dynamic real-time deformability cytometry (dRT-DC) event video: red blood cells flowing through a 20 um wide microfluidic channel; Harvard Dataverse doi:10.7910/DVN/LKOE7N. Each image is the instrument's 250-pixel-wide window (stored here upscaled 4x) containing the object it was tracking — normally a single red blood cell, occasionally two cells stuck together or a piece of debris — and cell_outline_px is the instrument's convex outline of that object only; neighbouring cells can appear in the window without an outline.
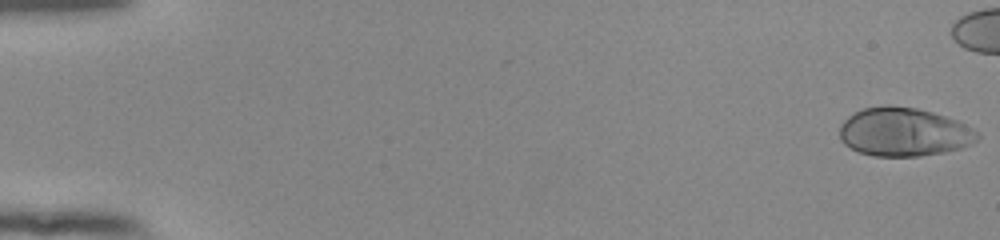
{"species": "human", "species_latin": "Homo sapiens", "temperature_condition": "room temperature", "stored_images_in_passage": 48, "camera_frame_rate_fps": 3000, "um_per_image_px": 0.085, "donor": {"sex": "female"}, "frame": {"image": 1, "passage_image": 1, "time_ms": 0.0, "image_size_px": [1000, 240], "cell_outline_px": [[980, 136], [972, 144], [960, 148], [944, 152], [920, 156], [872, 156], [860, 152], [844, 144], [840, 140], [840, 124], [848, 116], [864, 108], [888, 104], [916, 108], [932, 112], [956, 120], [972, 128]], "centroid_in_image_um": [76.81, 11.22], "position_along_channel_um": 8.2, "area_um2": 38.96}}
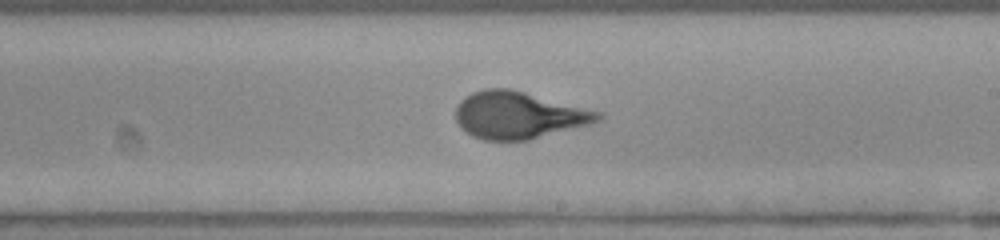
{"frame": {"image": 2, "passage_image": 33, "time_ms": 10.667, "image_size_px": [1000, 240], "cell_outline_px": [[604, 116], [600, 120], [588, 124], [528, 140], [484, 140], [472, 136], [460, 128], [456, 120], [456, 104], [464, 96], [472, 92], [484, 88], [512, 88], [604, 112]], "centroid_in_image_um": [44.07, 9.76], "position_along_channel_um": 244.9, "area_um2": 39.42}}
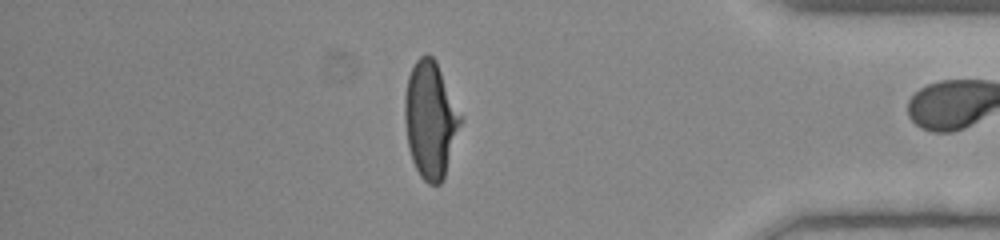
{"frame": {"image": 3, "passage_image": 47, "time_ms": 15.333, "image_size_px": [1000, 240], "cell_outline_px": [[464, 120], [444, 176], [440, 184], [428, 184], [420, 176], [412, 160], [408, 144], [404, 120], [404, 96], [408, 76], [416, 60], [420, 56], [428, 52], [436, 60]], "centroid_in_image_um": [36.6, 10.15], "position_along_channel_um": 398.6, "area_um2": 38.21}}